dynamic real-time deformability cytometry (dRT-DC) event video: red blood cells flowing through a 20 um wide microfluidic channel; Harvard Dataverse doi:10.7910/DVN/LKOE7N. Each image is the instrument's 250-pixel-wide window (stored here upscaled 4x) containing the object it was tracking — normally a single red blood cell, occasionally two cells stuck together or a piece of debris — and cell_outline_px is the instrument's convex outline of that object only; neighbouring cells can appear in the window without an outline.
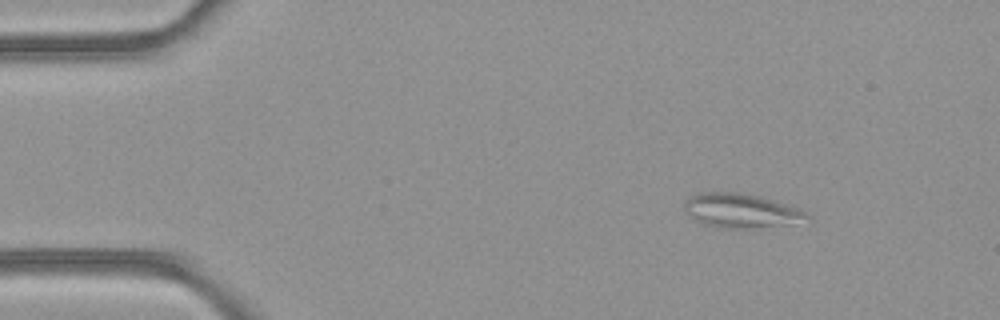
{"species": "common noctule bat (a hibernating species)", "species_latin": "Nyctalus noctula", "temperature_condition": "room temperature", "stored_images_in_passage": 3, "camera_frame_rate_fps": 3000, "um_per_image_px": 0.085, "animal": {"sex": "female", "body_mass_g": 21.9}, "frame": {"image": 1, "passage_image": 1, "time_ms": 0.0, "image_size_px": [1000, 320], "cell_outline_px": [[812, 216], [792, 224], [752, 228], [720, 228], [704, 224], [688, 216], [684, 212], [684, 204], [692, 196], [704, 192], [736, 192], [760, 196], [800, 208]], "centroid_in_image_um": [62.99, 17.91], "position_along_channel_um": 22.0, "area_um2": 24.39}}
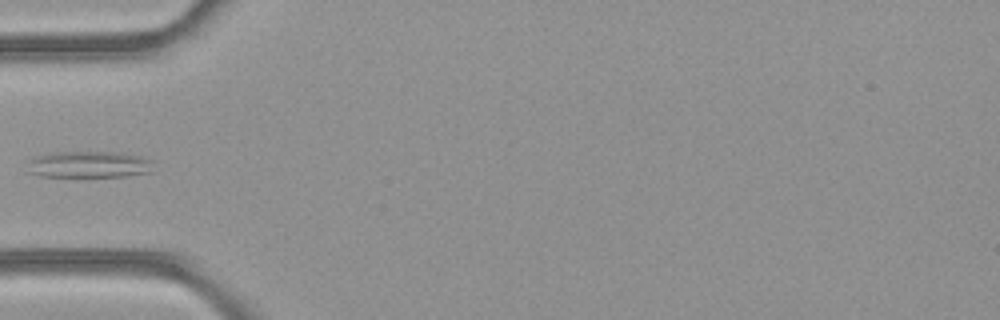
{"frame": {"image": 2, "passage_image": 3, "time_ms": 0.667, "image_size_px": [1000, 320], "cell_outline_px": [[156, 160], [152, 172], [128, 176], [80, 180], [40, 176], [24, 172], [24, 160], [36, 156], [52, 152], [116, 152], [140, 156]], "centroid_in_image_um": [7.47, 14.04], "position_along_channel_um": 77.5, "area_um2": 21.5}}